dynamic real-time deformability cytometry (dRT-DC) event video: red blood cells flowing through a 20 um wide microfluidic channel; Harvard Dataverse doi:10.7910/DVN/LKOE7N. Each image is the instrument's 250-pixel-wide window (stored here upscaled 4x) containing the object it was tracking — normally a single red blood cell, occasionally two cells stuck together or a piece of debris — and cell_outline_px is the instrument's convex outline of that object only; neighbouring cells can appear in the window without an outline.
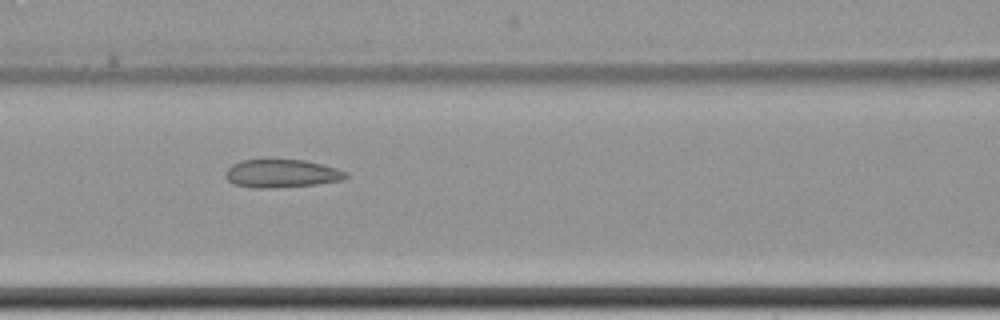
{"species": "common noctule bat (a hibernating species)", "species_latin": "Nyctalus noctula", "temperature_condition": "cold", "stored_images_in_passage": 11, "camera_frame_rate_fps": 3000, "um_per_image_px": 0.085, "animal": {"sex": "female", "body_mass_g": 22.7, "forearm_length_mm": 54.2}, "frame": {"image": 1, "passage_image": 8, "time_ms": 9.333, "image_size_px": [1000, 320], "cell_outline_px": [[348, 176], [344, 180], [316, 184], [268, 188], [252, 188], [232, 184], [224, 176], [224, 172], [232, 164], [240, 160], [304, 160], [336, 168], [348, 172]], "centroid_in_image_um": [23.91, 14.75], "position_along_channel_um": 142.7, "area_um2": 19.77}}
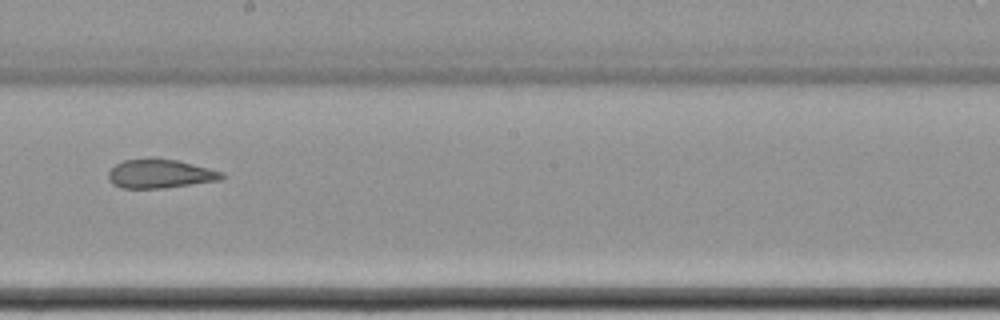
{"frame": {"image": 2, "passage_image": 10, "time_ms": 12.0, "image_size_px": [1000, 320], "cell_outline_px": [[224, 176], [220, 180], [164, 188], [120, 188], [112, 184], [108, 180], [108, 172], [116, 164], [124, 160], [152, 156], [176, 160], [224, 172]], "centroid_in_image_um": [13.56, 14.75], "position_along_channel_um": 234.6, "area_um2": 19.36}}
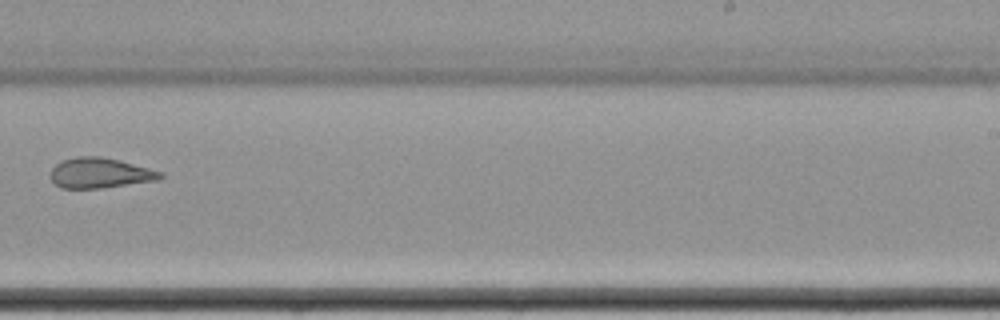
{"frame": {"image": 3, "passage_image": 11, "time_ms": 13.333, "image_size_px": [1000, 320], "cell_outline_px": [[164, 176], [160, 180], [100, 188], [60, 188], [48, 176], [52, 168], [60, 160], [76, 156], [100, 156], [164, 172]], "centroid_in_image_um": [8.47, 14.7], "position_along_channel_um": 280.5, "area_um2": 19.42}}